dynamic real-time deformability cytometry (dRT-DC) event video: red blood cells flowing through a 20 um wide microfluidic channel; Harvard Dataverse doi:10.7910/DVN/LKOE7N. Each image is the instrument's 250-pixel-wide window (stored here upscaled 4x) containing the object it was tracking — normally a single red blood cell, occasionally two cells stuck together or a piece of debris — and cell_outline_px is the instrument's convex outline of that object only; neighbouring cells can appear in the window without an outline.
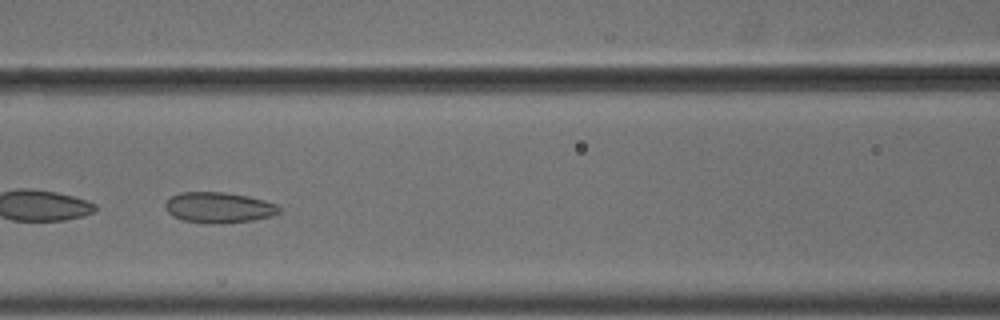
{"species": "common noctule bat (a hibernating species)", "species_latin": "Nyctalus noctula", "temperature_condition": "cold", "stored_images_in_passage": 8, "camera_frame_rate_fps": 3000, "um_per_image_px": 0.085, "animal": {"sex": "male", "body_mass_g": 18.8}, "frame": {"image": 1, "passage_image": 5, "time_ms": 1.333, "image_size_px": [1000, 320], "cell_outline_px": [[280, 212], [268, 216], [252, 220], [224, 224], [208, 224], [184, 220], [172, 216], [164, 208], [164, 204], [172, 196], [180, 192], [224, 192], [248, 196], [280, 204]], "centroid_in_image_um": [18.59, 17.64], "position_along_channel_um": 148.0, "area_um2": 20.52}}
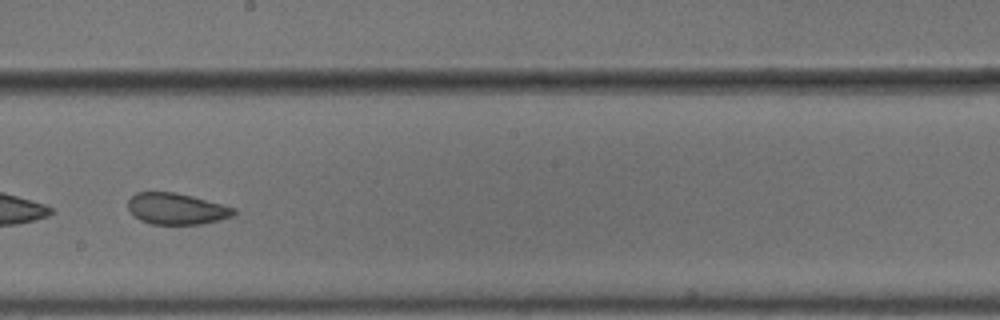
{"frame": {"image": 2, "passage_image": 7, "time_ms": 2.0, "image_size_px": [1000, 320], "cell_outline_px": [[236, 212], [232, 216], [204, 224], [152, 224], [140, 220], [128, 208], [128, 200], [136, 192], [176, 192], [192, 196], [236, 208]], "centroid_in_image_um": [15.01, 17.74], "position_along_channel_um": 233.2, "area_um2": 19.19}}
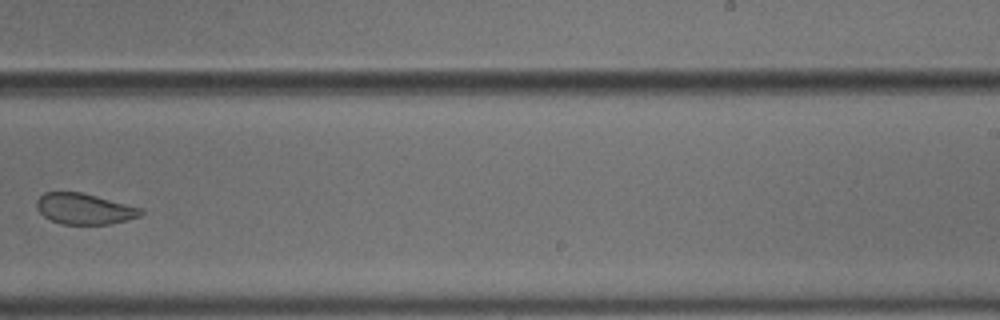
{"frame": {"image": 3, "passage_image": 8, "time_ms": 2.333, "image_size_px": [1000, 320], "cell_outline_px": [[144, 212], [140, 216], [108, 224], [64, 224], [52, 220], [44, 216], [36, 208], [36, 200], [44, 192], [80, 192], [96, 196], [140, 208]], "centroid_in_image_um": [7.12, 17.74], "position_along_channel_um": 281.9, "area_um2": 18.38}}